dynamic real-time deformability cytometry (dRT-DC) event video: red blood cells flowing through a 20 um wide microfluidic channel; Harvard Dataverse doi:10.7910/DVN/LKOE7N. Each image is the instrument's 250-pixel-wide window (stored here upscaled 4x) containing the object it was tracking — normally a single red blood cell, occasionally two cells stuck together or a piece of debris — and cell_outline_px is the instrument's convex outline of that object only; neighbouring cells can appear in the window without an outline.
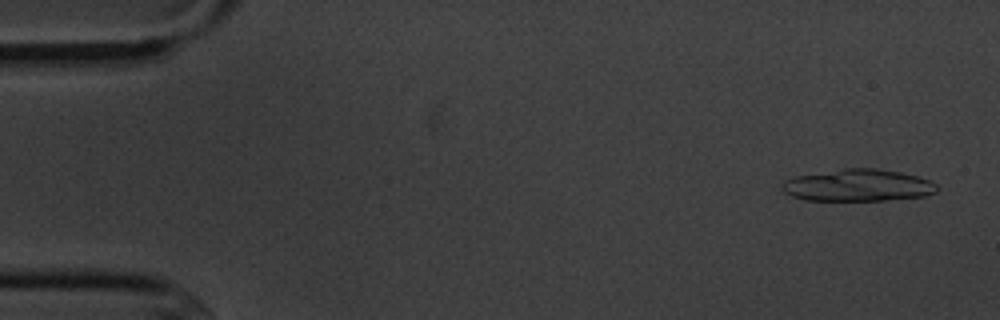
{"species": "common noctule bat (a hibernating species)", "species_latin": "Nyctalus noctula", "temperature_condition": "cold", "stored_images_in_passage": 9, "segment_of_instrument_passage": [1, 2], "camera_frame_rate_fps": 3000, "um_per_image_px": 0.085, "animal": {"sex": "male", "body_mass_g": 20.1, "forearm_length_mm": 53.5}, "frame": {"image": 1, "passage_image": 1, "time_ms": 0.0, "image_size_px": [1000, 320], "cell_outline_px": [[936, 192], [924, 196], [884, 200], [804, 200], [792, 196], [784, 192], [780, 184], [784, 180], [796, 176], [844, 168], [876, 168], [900, 172], [916, 176], [928, 180], [936, 184]], "centroid_in_image_um": [72.88, 15.75], "position_along_channel_um": 12.1, "area_um2": 28.73}}